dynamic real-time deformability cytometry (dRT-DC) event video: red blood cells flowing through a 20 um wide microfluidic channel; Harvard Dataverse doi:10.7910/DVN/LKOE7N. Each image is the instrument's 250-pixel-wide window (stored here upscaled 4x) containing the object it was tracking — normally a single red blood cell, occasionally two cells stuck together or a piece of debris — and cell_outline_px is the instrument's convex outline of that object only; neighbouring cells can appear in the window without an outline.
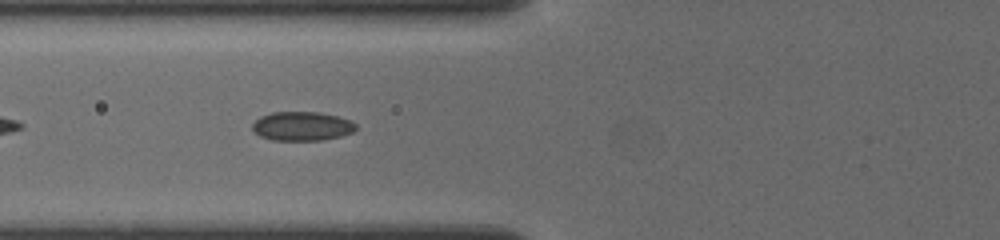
{"species": "common noctule bat (a hibernating species)", "species_latin": "Nyctalus noctula", "temperature_condition": "cold", "stored_images_in_passage": 18, "camera_frame_rate_fps": 3000, "um_per_image_px": 0.085, "animal": {"sex": "female", "body_mass_g": 19.5, "forearm_length_mm": 54.1}, "frame": {"image": 1, "passage_image": 8, "time_ms": 1.667, "image_size_px": [1000, 240], "cell_outline_px": [[356, 128], [352, 132], [340, 136], [320, 140], [272, 140], [260, 136], [252, 128], [252, 124], [260, 116], [272, 112], [320, 112], [336, 116], [348, 120], [356, 124]], "centroid_in_image_um": [25.64, 10.72], "position_along_channel_um": 100.2, "area_um2": 17.34}}
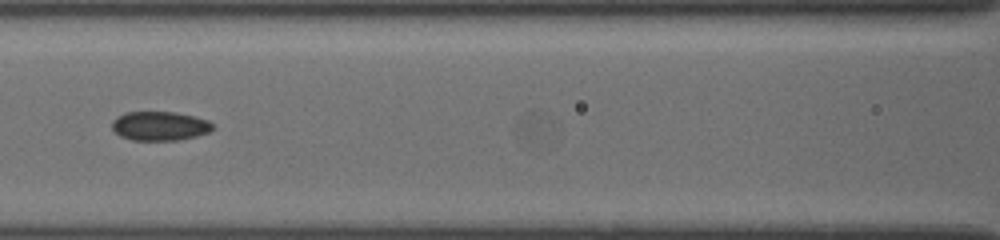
{"frame": {"image": 2, "passage_image": 14, "time_ms": 3.0, "image_size_px": [1000, 240], "cell_outline_px": [[212, 128], [208, 132], [196, 136], [180, 140], [132, 140], [120, 136], [112, 128], [112, 120], [116, 116], [124, 112], [176, 112], [208, 120], [212, 124]], "centroid_in_image_um": [13.54, 10.7], "position_along_channel_um": 153.1, "area_um2": 17.05}}